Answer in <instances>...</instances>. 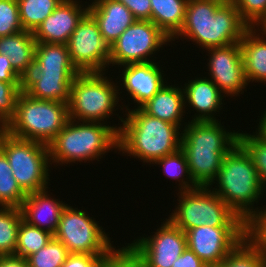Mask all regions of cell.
Returning <instances> with one entry per match:
<instances>
[{
  "mask_svg": "<svg viewBox=\"0 0 266 267\" xmlns=\"http://www.w3.org/2000/svg\"><path fill=\"white\" fill-rule=\"evenodd\" d=\"M248 28L232 0H188L184 24L171 40L189 38L207 50L239 43Z\"/></svg>",
  "mask_w": 266,
  "mask_h": 267,
  "instance_id": "6da1fadb",
  "label": "cell"
},
{
  "mask_svg": "<svg viewBox=\"0 0 266 267\" xmlns=\"http://www.w3.org/2000/svg\"><path fill=\"white\" fill-rule=\"evenodd\" d=\"M181 147L193 181L209 187L216 179L226 153L239 143V131L228 132L221 121H188Z\"/></svg>",
  "mask_w": 266,
  "mask_h": 267,
  "instance_id": "7a4b0ae2",
  "label": "cell"
},
{
  "mask_svg": "<svg viewBox=\"0 0 266 267\" xmlns=\"http://www.w3.org/2000/svg\"><path fill=\"white\" fill-rule=\"evenodd\" d=\"M125 107L127 117L119 116L123 125L118 132L117 151L140 158L145 165L180 149L182 131L177 125L152 117L141 108Z\"/></svg>",
  "mask_w": 266,
  "mask_h": 267,
  "instance_id": "3957f363",
  "label": "cell"
},
{
  "mask_svg": "<svg viewBox=\"0 0 266 267\" xmlns=\"http://www.w3.org/2000/svg\"><path fill=\"white\" fill-rule=\"evenodd\" d=\"M214 183L217 184V188H212ZM209 187L246 224L264 213V206L260 210L254 207V202L257 203L266 190L259 179L251 156L240 143L225 154L218 175Z\"/></svg>",
  "mask_w": 266,
  "mask_h": 267,
  "instance_id": "277c9868",
  "label": "cell"
},
{
  "mask_svg": "<svg viewBox=\"0 0 266 267\" xmlns=\"http://www.w3.org/2000/svg\"><path fill=\"white\" fill-rule=\"evenodd\" d=\"M106 125L69 119L48 145L51 165L86 163L103 158L102 155L110 150H117L120 127Z\"/></svg>",
  "mask_w": 266,
  "mask_h": 267,
  "instance_id": "5b68a950",
  "label": "cell"
},
{
  "mask_svg": "<svg viewBox=\"0 0 266 267\" xmlns=\"http://www.w3.org/2000/svg\"><path fill=\"white\" fill-rule=\"evenodd\" d=\"M68 120V103L37 100L22 91L15 115L3 129L14 137L49 145Z\"/></svg>",
  "mask_w": 266,
  "mask_h": 267,
  "instance_id": "8992f818",
  "label": "cell"
},
{
  "mask_svg": "<svg viewBox=\"0 0 266 267\" xmlns=\"http://www.w3.org/2000/svg\"><path fill=\"white\" fill-rule=\"evenodd\" d=\"M105 73H79L73 79L68 102L69 119L107 124V118L115 114L120 86L105 77Z\"/></svg>",
  "mask_w": 266,
  "mask_h": 267,
  "instance_id": "52a82bcc",
  "label": "cell"
},
{
  "mask_svg": "<svg viewBox=\"0 0 266 267\" xmlns=\"http://www.w3.org/2000/svg\"><path fill=\"white\" fill-rule=\"evenodd\" d=\"M179 194V195H178ZM179 200L168 219L185 233L202 225L247 227V224L212 190L199 186L179 191Z\"/></svg>",
  "mask_w": 266,
  "mask_h": 267,
  "instance_id": "ba28073f",
  "label": "cell"
},
{
  "mask_svg": "<svg viewBox=\"0 0 266 267\" xmlns=\"http://www.w3.org/2000/svg\"><path fill=\"white\" fill-rule=\"evenodd\" d=\"M0 150L7 157L12 176L26 194L48 188L51 164L48 145L14 137L0 128Z\"/></svg>",
  "mask_w": 266,
  "mask_h": 267,
  "instance_id": "9c48e42d",
  "label": "cell"
},
{
  "mask_svg": "<svg viewBox=\"0 0 266 267\" xmlns=\"http://www.w3.org/2000/svg\"><path fill=\"white\" fill-rule=\"evenodd\" d=\"M98 223L85 210L67 204L61 212L54 238L62 242L69 253L111 256L117 249Z\"/></svg>",
  "mask_w": 266,
  "mask_h": 267,
  "instance_id": "30bf717a",
  "label": "cell"
},
{
  "mask_svg": "<svg viewBox=\"0 0 266 267\" xmlns=\"http://www.w3.org/2000/svg\"><path fill=\"white\" fill-rule=\"evenodd\" d=\"M171 41L152 21L136 20L110 46L109 66L151 62L152 54Z\"/></svg>",
  "mask_w": 266,
  "mask_h": 267,
  "instance_id": "8fae6325",
  "label": "cell"
},
{
  "mask_svg": "<svg viewBox=\"0 0 266 267\" xmlns=\"http://www.w3.org/2000/svg\"><path fill=\"white\" fill-rule=\"evenodd\" d=\"M71 61L80 73L105 72L109 67L110 47L98 23L87 12L78 22L67 43Z\"/></svg>",
  "mask_w": 266,
  "mask_h": 267,
  "instance_id": "7c38bea8",
  "label": "cell"
},
{
  "mask_svg": "<svg viewBox=\"0 0 266 267\" xmlns=\"http://www.w3.org/2000/svg\"><path fill=\"white\" fill-rule=\"evenodd\" d=\"M150 237H138L127 246L146 267H172L173 263L187 249L186 233L169 219Z\"/></svg>",
  "mask_w": 266,
  "mask_h": 267,
  "instance_id": "4fadbf2b",
  "label": "cell"
},
{
  "mask_svg": "<svg viewBox=\"0 0 266 267\" xmlns=\"http://www.w3.org/2000/svg\"><path fill=\"white\" fill-rule=\"evenodd\" d=\"M247 235V227L202 225L186 232L187 247L205 264H221L227 254Z\"/></svg>",
  "mask_w": 266,
  "mask_h": 267,
  "instance_id": "5bb4252c",
  "label": "cell"
},
{
  "mask_svg": "<svg viewBox=\"0 0 266 267\" xmlns=\"http://www.w3.org/2000/svg\"><path fill=\"white\" fill-rule=\"evenodd\" d=\"M209 79L222 94L237 96L248 85L240 43L207 49ZM210 54V55H209Z\"/></svg>",
  "mask_w": 266,
  "mask_h": 267,
  "instance_id": "9a60e30c",
  "label": "cell"
},
{
  "mask_svg": "<svg viewBox=\"0 0 266 267\" xmlns=\"http://www.w3.org/2000/svg\"><path fill=\"white\" fill-rule=\"evenodd\" d=\"M88 12L77 0H63L33 32L36 42L65 44L76 29L78 22Z\"/></svg>",
  "mask_w": 266,
  "mask_h": 267,
  "instance_id": "2e32d148",
  "label": "cell"
},
{
  "mask_svg": "<svg viewBox=\"0 0 266 267\" xmlns=\"http://www.w3.org/2000/svg\"><path fill=\"white\" fill-rule=\"evenodd\" d=\"M162 72L164 71L153 60L123 65L121 81L124 90L137 103V108H141L167 83Z\"/></svg>",
  "mask_w": 266,
  "mask_h": 267,
  "instance_id": "e0dca14e",
  "label": "cell"
},
{
  "mask_svg": "<svg viewBox=\"0 0 266 267\" xmlns=\"http://www.w3.org/2000/svg\"><path fill=\"white\" fill-rule=\"evenodd\" d=\"M78 74L42 72L34 65L23 79L22 91L37 100L68 103L71 84Z\"/></svg>",
  "mask_w": 266,
  "mask_h": 267,
  "instance_id": "ac0fdd59",
  "label": "cell"
},
{
  "mask_svg": "<svg viewBox=\"0 0 266 267\" xmlns=\"http://www.w3.org/2000/svg\"><path fill=\"white\" fill-rule=\"evenodd\" d=\"M88 12L98 23L101 35L109 47L136 19L121 2L115 0H92Z\"/></svg>",
  "mask_w": 266,
  "mask_h": 267,
  "instance_id": "d6986e66",
  "label": "cell"
},
{
  "mask_svg": "<svg viewBox=\"0 0 266 267\" xmlns=\"http://www.w3.org/2000/svg\"><path fill=\"white\" fill-rule=\"evenodd\" d=\"M66 205L63 201L51 198L46 188L27 194L20 209L24 221L54 235Z\"/></svg>",
  "mask_w": 266,
  "mask_h": 267,
  "instance_id": "ffe728a7",
  "label": "cell"
},
{
  "mask_svg": "<svg viewBox=\"0 0 266 267\" xmlns=\"http://www.w3.org/2000/svg\"><path fill=\"white\" fill-rule=\"evenodd\" d=\"M188 81L182 87L185 108L189 104L190 108H193L192 111L196 110L197 112L192 121H217L214 114L221 110L222 99L225 94L223 95L212 80L207 77H195L194 80Z\"/></svg>",
  "mask_w": 266,
  "mask_h": 267,
  "instance_id": "44dd1931",
  "label": "cell"
},
{
  "mask_svg": "<svg viewBox=\"0 0 266 267\" xmlns=\"http://www.w3.org/2000/svg\"><path fill=\"white\" fill-rule=\"evenodd\" d=\"M167 83L141 109L148 115L170 122L183 129L185 114L183 88ZM182 126V127H181Z\"/></svg>",
  "mask_w": 266,
  "mask_h": 267,
  "instance_id": "7402d4cb",
  "label": "cell"
},
{
  "mask_svg": "<svg viewBox=\"0 0 266 267\" xmlns=\"http://www.w3.org/2000/svg\"><path fill=\"white\" fill-rule=\"evenodd\" d=\"M259 28L249 27L239 42L248 84L266 82V32Z\"/></svg>",
  "mask_w": 266,
  "mask_h": 267,
  "instance_id": "603a6c76",
  "label": "cell"
},
{
  "mask_svg": "<svg viewBox=\"0 0 266 267\" xmlns=\"http://www.w3.org/2000/svg\"><path fill=\"white\" fill-rule=\"evenodd\" d=\"M36 43L33 32L26 30L0 37V54L9 57L13 69L23 79L34 66Z\"/></svg>",
  "mask_w": 266,
  "mask_h": 267,
  "instance_id": "cb8c5ba5",
  "label": "cell"
},
{
  "mask_svg": "<svg viewBox=\"0 0 266 267\" xmlns=\"http://www.w3.org/2000/svg\"><path fill=\"white\" fill-rule=\"evenodd\" d=\"M188 0H150L151 21L171 39L181 30Z\"/></svg>",
  "mask_w": 266,
  "mask_h": 267,
  "instance_id": "d4e9b609",
  "label": "cell"
},
{
  "mask_svg": "<svg viewBox=\"0 0 266 267\" xmlns=\"http://www.w3.org/2000/svg\"><path fill=\"white\" fill-rule=\"evenodd\" d=\"M34 65L42 72L80 73L73 65L65 44L37 42Z\"/></svg>",
  "mask_w": 266,
  "mask_h": 267,
  "instance_id": "484cf974",
  "label": "cell"
},
{
  "mask_svg": "<svg viewBox=\"0 0 266 267\" xmlns=\"http://www.w3.org/2000/svg\"><path fill=\"white\" fill-rule=\"evenodd\" d=\"M221 267H266L265 257L259 246L248 236L227 254Z\"/></svg>",
  "mask_w": 266,
  "mask_h": 267,
  "instance_id": "4316f807",
  "label": "cell"
},
{
  "mask_svg": "<svg viewBox=\"0 0 266 267\" xmlns=\"http://www.w3.org/2000/svg\"><path fill=\"white\" fill-rule=\"evenodd\" d=\"M63 0H17L24 30L34 32Z\"/></svg>",
  "mask_w": 266,
  "mask_h": 267,
  "instance_id": "83f0119b",
  "label": "cell"
},
{
  "mask_svg": "<svg viewBox=\"0 0 266 267\" xmlns=\"http://www.w3.org/2000/svg\"><path fill=\"white\" fill-rule=\"evenodd\" d=\"M22 219L20 208L0 206V256L15 254Z\"/></svg>",
  "mask_w": 266,
  "mask_h": 267,
  "instance_id": "f1b7e54d",
  "label": "cell"
},
{
  "mask_svg": "<svg viewBox=\"0 0 266 267\" xmlns=\"http://www.w3.org/2000/svg\"><path fill=\"white\" fill-rule=\"evenodd\" d=\"M153 164L162 166V171L165 176H168L170 179L179 181L180 187L178 189L180 191L192 190L199 187L193 181L189 166L187 164L186 156L181 149H179L175 153L157 159ZM184 176H186V178Z\"/></svg>",
  "mask_w": 266,
  "mask_h": 267,
  "instance_id": "f546056e",
  "label": "cell"
},
{
  "mask_svg": "<svg viewBox=\"0 0 266 267\" xmlns=\"http://www.w3.org/2000/svg\"><path fill=\"white\" fill-rule=\"evenodd\" d=\"M53 237L50 232L32 226L22 219L14 255L26 259L46 246Z\"/></svg>",
  "mask_w": 266,
  "mask_h": 267,
  "instance_id": "4dcf8cb0",
  "label": "cell"
},
{
  "mask_svg": "<svg viewBox=\"0 0 266 267\" xmlns=\"http://www.w3.org/2000/svg\"><path fill=\"white\" fill-rule=\"evenodd\" d=\"M26 195L12 176L6 155L0 150V206L20 208Z\"/></svg>",
  "mask_w": 266,
  "mask_h": 267,
  "instance_id": "1f68e13d",
  "label": "cell"
},
{
  "mask_svg": "<svg viewBox=\"0 0 266 267\" xmlns=\"http://www.w3.org/2000/svg\"><path fill=\"white\" fill-rule=\"evenodd\" d=\"M69 252L66 246L54 237L38 252L26 258L28 267H62Z\"/></svg>",
  "mask_w": 266,
  "mask_h": 267,
  "instance_id": "d6a6232c",
  "label": "cell"
},
{
  "mask_svg": "<svg viewBox=\"0 0 266 267\" xmlns=\"http://www.w3.org/2000/svg\"><path fill=\"white\" fill-rule=\"evenodd\" d=\"M239 143L251 156L254 166L257 169L259 179L266 189V140L260 137L256 132L254 135L239 132Z\"/></svg>",
  "mask_w": 266,
  "mask_h": 267,
  "instance_id": "836d02e7",
  "label": "cell"
},
{
  "mask_svg": "<svg viewBox=\"0 0 266 267\" xmlns=\"http://www.w3.org/2000/svg\"><path fill=\"white\" fill-rule=\"evenodd\" d=\"M23 82L0 81V128L15 115V109L19 94L22 92Z\"/></svg>",
  "mask_w": 266,
  "mask_h": 267,
  "instance_id": "e575fe53",
  "label": "cell"
},
{
  "mask_svg": "<svg viewBox=\"0 0 266 267\" xmlns=\"http://www.w3.org/2000/svg\"><path fill=\"white\" fill-rule=\"evenodd\" d=\"M241 19L249 27H261L266 21V0H232Z\"/></svg>",
  "mask_w": 266,
  "mask_h": 267,
  "instance_id": "d590c367",
  "label": "cell"
},
{
  "mask_svg": "<svg viewBox=\"0 0 266 267\" xmlns=\"http://www.w3.org/2000/svg\"><path fill=\"white\" fill-rule=\"evenodd\" d=\"M22 30L17 0H0V37Z\"/></svg>",
  "mask_w": 266,
  "mask_h": 267,
  "instance_id": "8d00e7d4",
  "label": "cell"
},
{
  "mask_svg": "<svg viewBox=\"0 0 266 267\" xmlns=\"http://www.w3.org/2000/svg\"><path fill=\"white\" fill-rule=\"evenodd\" d=\"M107 267H146L126 245L118 248L108 259Z\"/></svg>",
  "mask_w": 266,
  "mask_h": 267,
  "instance_id": "74e56055",
  "label": "cell"
},
{
  "mask_svg": "<svg viewBox=\"0 0 266 267\" xmlns=\"http://www.w3.org/2000/svg\"><path fill=\"white\" fill-rule=\"evenodd\" d=\"M247 234L259 246L266 261V217L263 214L247 224Z\"/></svg>",
  "mask_w": 266,
  "mask_h": 267,
  "instance_id": "f35d334b",
  "label": "cell"
},
{
  "mask_svg": "<svg viewBox=\"0 0 266 267\" xmlns=\"http://www.w3.org/2000/svg\"><path fill=\"white\" fill-rule=\"evenodd\" d=\"M110 256L69 253L62 267H103Z\"/></svg>",
  "mask_w": 266,
  "mask_h": 267,
  "instance_id": "ab89813d",
  "label": "cell"
},
{
  "mask_svg": "<svg viewBox=\"0 0 266 267\" xmlns=\"http://www.w3.org/2000/svg\"><path fill=\"white\" fill-rule=\"evenodd\" d=\"M123 3L133 14L136 20L151 21L150 0H115Z\"/></svg>",
  "mask_w": 266,
  "mask_h": 267,
  "instance_id": "60d3db41",
  "label": "cell"
},
{
  "mask_svg": "<svg viewBox=\"0 0 266 267\" xmlns=\"http://www.w3.org/2000/svg\"><path fill=\"white\" fill-rule=\"evenodd\" d=\"M0 81L23 82V78L13 69L8 56L0 54Z\"/></svg>",
  "mask_w": 266,
  "mask_h": 267,
  "instance_id": "b9f144b4",
  "label": "cell"
},
{
  "mask_svg": "<svg viewBox=\"0 0 266 267\" xmlns=\"http://www.w3.org/2000/svg\"><path fill=\"white\" fill-rule=\"evenodd\" d=\"M205 264L192 250L188 247L173 263L172 267H205Z\"/></svg>",
  "mask_w": 266,
  "mask_h": 267,
  "instance_id": "7bdbcfd3",
  "label": "cell"
},
{
  "mask_svg": "<svg viewBox=\"0 0 266 267\" xmlns=\"http://www.w3.org/2000/svg\"><path fill=\"white\" fill-rule=\"evenodd\" d=\"M0 267H28L26 259L15 255L0 256Z\"/></svg>",
  "mask_w": 266,
  "mask_h": 267,
  "instance_id": "ee69618b",
  "label": "cell"
},
{
  "mask_svg": "<svg viewBox=\"0 0 266 267\" xmlns=\"http://www.w3.org/2000/svg\"><path fill=\"white\" fill-rule=\"evenodd\" d=\"M263 116H261V119H259L258 128L256 130V133L262 137L264 140H266V111H264Z\"/></svg>",
  "mask_w": 266,
  "mask_h": 267,
  "instance_id": "f6af8a7d",
  "label": "cell"
},
{
  "mask_svg": "<svg viewBox=\"0 0 266 267\" xmlns=\"http://www.w3.org/2000/svg\"><path fill=\"white\" fill-rule=\"evenodd\" d=\"M205 267H221L220 264H209V265H206Z\"/></svg>",
  "mask_w": 266,
  "mask_h": 267,
  "instance_id": "bcb514c9",
  "label": "cell"
},
{
  "mask_svg": "<svg viewBox=\"0 0 266 267\" xmlns=\"http://www.w3.org/2000/svg\"><path fill=\"white\" fill-rule=\"evenodd\" d=\"M260 29H263L264 32H266V21L263 23V25L260 27Z\"/></svg>",
  "mask_w": 266,
  "mask_h": 267,
  "instance_id": "7dc6e473",
  "label": "cell"
},
{
  "mask_svg": "<svg viewBox=\"0 0 266 267\" xmlns=\"http://www.w3.org/2000/svg\"><path fill=\"white\" fill-rule=\"evenodd\" d=\"M263 215L266 217V207L264 208V213Z\"/></svg>",
  "mask_w": 266,
  "mask_h": 267,
  "instance_id": "c3c4849f",
  "label": "cell"
},
{
  "mask_svg": "<svg viewBox=\"0 0 266 267\" xmlns=\"http://www.w3.org/2000/svg\"><path fill=\"white\" fill-rule=\"evenodd\" d=\"M103 267H107V260L105 261V263H104V266Z\"/></svg>",
  "mask_w": 266,
  "mask_h": 267,
  "instance_id": "681fc988",
  "label": "cell"
}]
</instances>
